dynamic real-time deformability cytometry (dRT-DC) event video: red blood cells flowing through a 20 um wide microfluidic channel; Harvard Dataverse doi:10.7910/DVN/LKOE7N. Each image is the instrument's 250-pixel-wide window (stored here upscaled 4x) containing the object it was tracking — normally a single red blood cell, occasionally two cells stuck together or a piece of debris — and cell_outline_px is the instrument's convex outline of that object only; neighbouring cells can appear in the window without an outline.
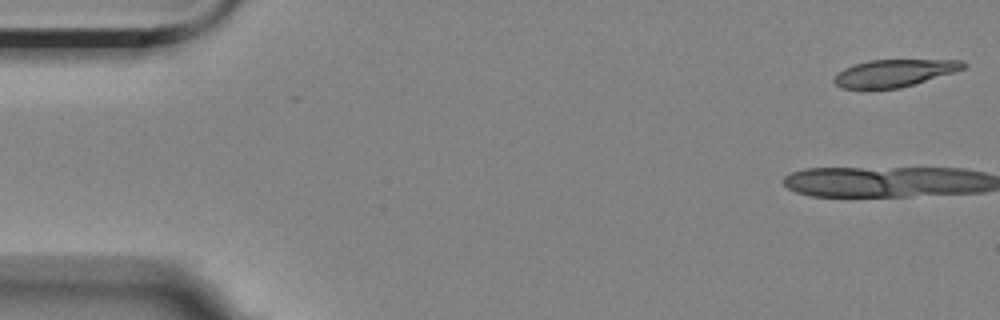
{"species": "Egyptian fruit bat (a non-hibernating species)", "species_latin": "Rousettus aegyptiacus", "temperature_condition": "room temperature", "stored_images_in_passage": 11, "camera_frame_rate_fps": 3000, "um_per_image_px": 0.085, "animal": {"sex": "female"}, "frame": {"image": 1, "passage_image": 1, "time_ms": 0.0, "image_size_px": [1000, 320], "cell_outline_px": [[968, 64], [964, 68], [952, 72], [900, 88], [840, 88], [832, 80], [836, 72], [844, 68], [868, 60], [964, 60]], "centroid_in_image_um": [75.97, 6.2], "position_along_channel_um": 9.0, "area_um2": 20.29}}